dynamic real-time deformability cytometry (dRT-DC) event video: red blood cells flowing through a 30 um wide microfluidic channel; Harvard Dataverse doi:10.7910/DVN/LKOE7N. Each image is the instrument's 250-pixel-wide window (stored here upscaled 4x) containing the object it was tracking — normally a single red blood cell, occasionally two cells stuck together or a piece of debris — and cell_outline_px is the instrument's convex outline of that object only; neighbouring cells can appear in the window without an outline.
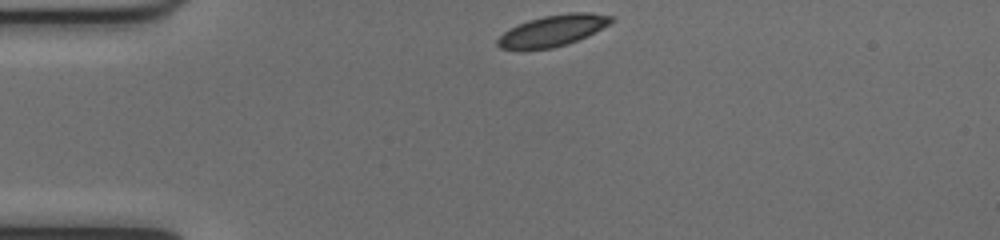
{"species": "common noctule bat (a hibernating species)", "species_latin": "Nyctalus noctula", "temperature_condition": "cold", "stored_images_in_passage": 41, "camera_frame_rate_fps": 3000, "um_per_image_px": 0.085, "animal": {"sex": "female", "body_mass_g": 17.0, "forearm_length_mm": 48.0}, "frame": {"image": 1, "passage_image": 1, "time_ms": 0.0, "image_size_px": [1000, 240], "cell_outline_px": [[616, 20], [588, 36], [568, 44], [552, 48], [500, 48], [496, 44], [496, 40], [504, 32], [528, 20], [544, 16], [568, 12], [588, 12], [616, 16]], "centroid_in_image_um": [47.07, 2.57], "position_along_channel_um": 37.9, "area_um2": 20.46}}
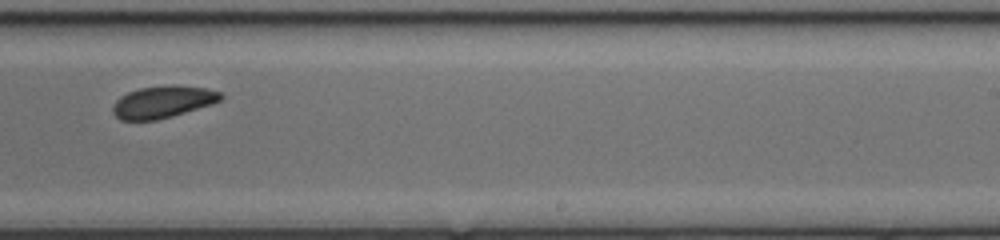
{"frame": {"image": 2, "passage_image": 22, "time_ms": 7.0, "image_size_px": [1000, 240], "cell_outline_px": [[224, 96], [220, 100], [212, 104], [172, 116], [156, 120], [120, 120], [112, 112], [112, 108], [116, 100], [120, 96], [128, 92], [140, 88], [172, 84], [176, 84], [208, 88], [220, 92]], "centroid_in_image_um": [13.85, 8.65], "position_along_channel_um": 275.2, "area_um2": 20.29}}
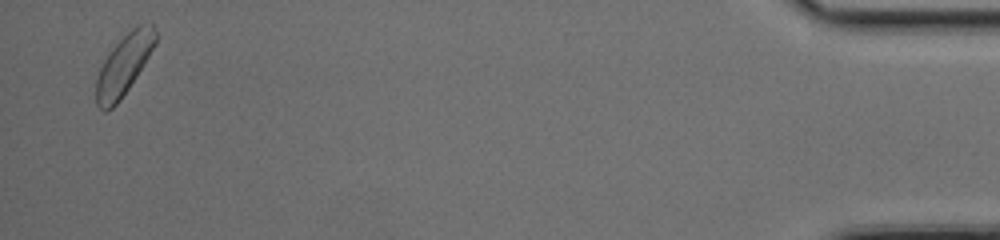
{"frame": {"image": 3, "passage_image": 40, "time_ms": 13.0, "image_size_px": [1000, 240], "cell_outline_px": [[156, 44], [136, 76], [120, 100], [112, 108], [104, 112], [96, 104], [96, 80], [100, 68], [104, 60], [112, 48], [132, 28], [140, 24], [152, 20], [156, 32]], "centroid_in_image_um": [10.54, 5.49], "position_along_channel_um": 424.7, "area_um2": 20.69}, "authors_computed_cell_mechanics": {"area_um2": 20.808, "velocity_mm_per_s": 3.9399, "shape_relaxation_time_tau1_ms": 1.7063, "shape_relaxation_time_tau2_ms": 7.3848, "deformation_change_tau1": 0.0633, "deformation_change_tau2": 0.1079}}